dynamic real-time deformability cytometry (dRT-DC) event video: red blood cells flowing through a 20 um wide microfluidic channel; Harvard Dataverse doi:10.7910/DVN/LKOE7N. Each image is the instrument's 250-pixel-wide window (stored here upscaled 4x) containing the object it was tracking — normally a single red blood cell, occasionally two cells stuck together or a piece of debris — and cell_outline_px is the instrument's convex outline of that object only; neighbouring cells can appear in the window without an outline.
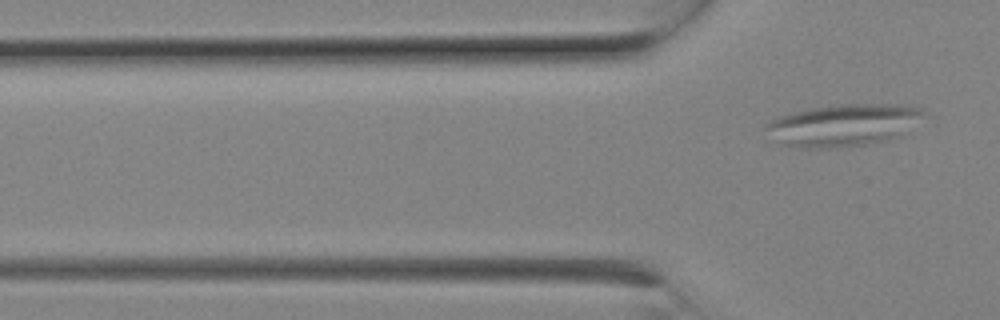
{"species": "Egyptian fruit bat (a non-hibernating species)", "species_latin": "Rousettus aegyptiacus", "temperature_condition": "room temperature", "stored_images_in_passage": 7, "camera_frame_rate_fps": 3000, "um_per_image_px": 0.085, "animal": {"sex": "female"}, "frame": {"image": 1, "passage_image": 7, "time_ms": 2.0, "image_size_px": [1000, 320], "cell_outline_px": [[924, 112], [900, 136], [888, 140], [868, 144], [836, 148], [800, 148], [776, 144], [764, 128], [772, 120], [780, 116], [792, 112], [808, 108], [840, 104], [888, 104], [920, 108]], "centroid_in_image_um": [71.56, 10.65], "position_along_channel_um": 54.2, "area_um2": 38.49}}